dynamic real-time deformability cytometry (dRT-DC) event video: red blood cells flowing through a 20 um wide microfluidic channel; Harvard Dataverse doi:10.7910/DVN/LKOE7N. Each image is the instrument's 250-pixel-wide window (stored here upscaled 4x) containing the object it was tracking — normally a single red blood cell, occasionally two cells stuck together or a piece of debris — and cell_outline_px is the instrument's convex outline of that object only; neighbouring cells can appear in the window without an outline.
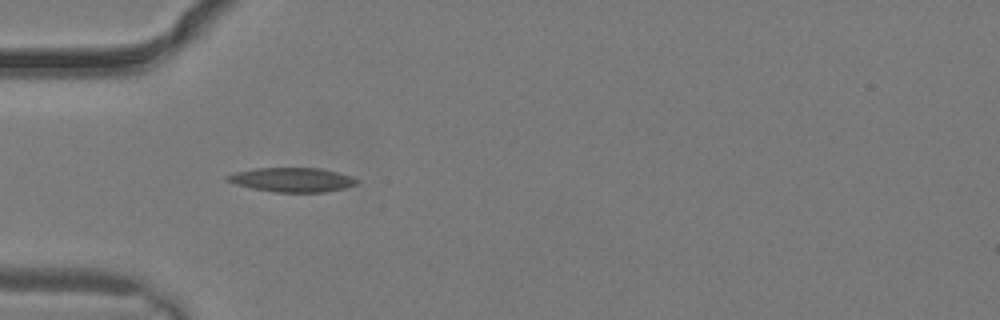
{"species": "common noctule bat (a hibernating species)", "species_latin": "Nyctalus noctula", "temperature_condition": "warm", "stored_images_in_passage": 3, "camera_frame_rate_fps": 3000, "um_per_image_px": 0.085, "animal": {"sex": "male", "body_mass_g": 19.2, "forearm_length_mm": 51.8}, "frame": {"image": 1, "passage_image": 3, "time_ms": 0.667, "image_size_px": [1000, 320], "cell_outline_px": [[360, 180], [356, 184], [344, 188], [324, 192], [276, 192], [252, 188], [236, 184], [224, 180], [224, 176], [236, 172], [256, 168], [320, 168], [352, 176]], "centroid_in_image_um": [24.82, 15.28], "position_along_channel_um": 60.2, "area_um2": 18.26}}